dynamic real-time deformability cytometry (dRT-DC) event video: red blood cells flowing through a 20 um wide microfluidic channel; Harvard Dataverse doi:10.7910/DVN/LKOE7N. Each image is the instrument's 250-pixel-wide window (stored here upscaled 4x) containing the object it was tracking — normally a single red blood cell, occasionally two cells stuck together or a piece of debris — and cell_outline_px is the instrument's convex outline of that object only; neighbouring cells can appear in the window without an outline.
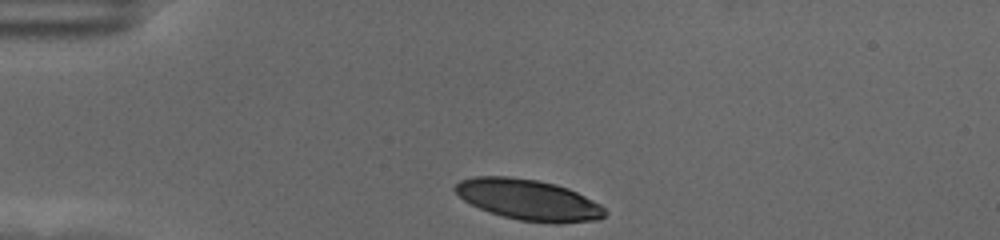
{"species": "human", "species_latin": "Homo sapiens", "temperature_condition": "cold", "stored_images_in_passage": 35, "camera_frame_rate_fps": 3000, "um_per_image_px": 0.085, "donor": {"sex": "female"}, "frame": {"image": 1, "passage_image": 1, "time_ms": 0.0, "image_size_px": [1000, 240], "cell_outline_px": [[608, 212], [600, 220], [552, 224], [520, 220], [488, 212], [464, 200], [452, 188], [460, 180], [472, 176], [508, 176], [536, 180], [556, 184], [568, 188], [600, 204]], "centroid_in_image_um": [44.93, 16.98], "position_along_channel_um": 40.1, "area_um2": 35.66}}
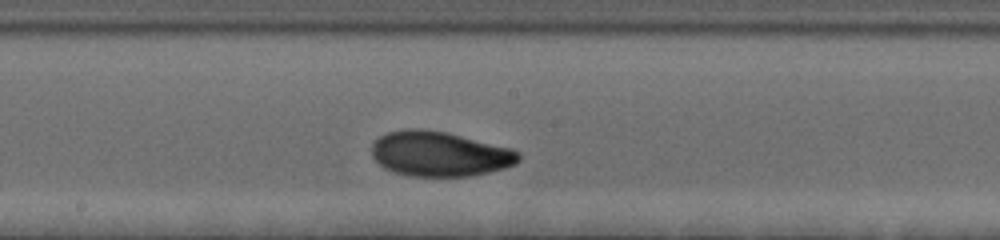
{"frame": {"image": 2, "passage_image": 19, "time_ms": 6.0, "image_size_px": [1000, 240], "cell_outline_px": [[520, 160], [516, 164], [504, 168], [488, 172], [468, 176], [408, 176], [392, 172], [384, 168], [372, 156], [372, 144], [380, 136], [388, 132], [404, 128], [424, 128], [448, 132], [512, 148], [520, 152]], "centroid_in_image_um": [37.37, 13.07], "position_along_channel_um": 210.8, "area_um2": 38.84}}
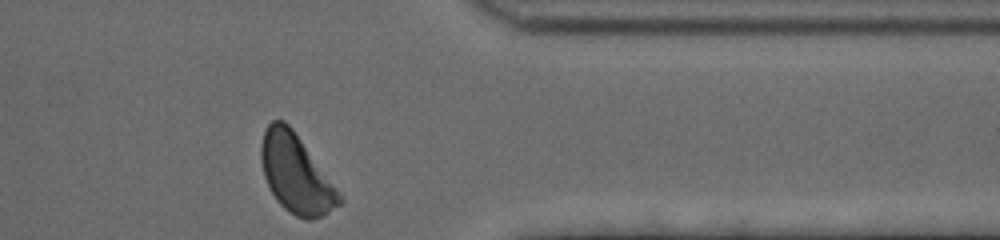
{"frame": {"image": 3, "passage_image": 35, "time_ms": 11.333, "image_size_px": [1000, 240], "cell_outline_px": [[344, 200], [340, 204], [324, 216], [312, 220], [308, 220], [296, 216], [284, 208], [276, 200], [264, 176], [260, 156], [260, 144], [264, 132], [268, 124], [272, 120], [284, 120], [292, 128]], "centroid_in_image_um": [25.13, 14.79], "position_along_channel_um": 386.3, "area_um2": 35.14}, "authors_computed_cell_mechanics": {"area_um2": 37.1654, "velocity_mm_per_s": 3.4806, "shape_relaxation_time_tau1_ms": 2.9445, "shape_relaxation_time_tau2_ms": 2.0117, "deformation_change_tau1": 0.1372, "deformation_change_tau2": 0.0638}}